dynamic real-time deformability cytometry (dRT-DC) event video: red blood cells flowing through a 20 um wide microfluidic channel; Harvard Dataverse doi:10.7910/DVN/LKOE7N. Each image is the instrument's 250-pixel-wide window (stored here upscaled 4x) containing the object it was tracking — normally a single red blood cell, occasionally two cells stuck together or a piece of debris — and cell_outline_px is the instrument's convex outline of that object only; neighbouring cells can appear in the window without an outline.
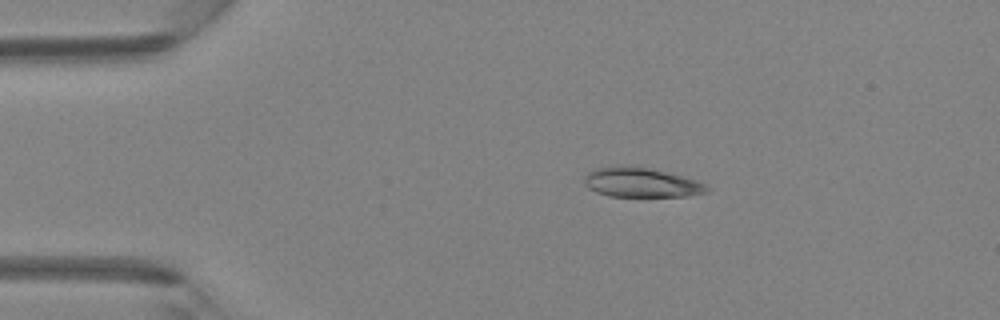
{"species": "Egyptian fruit bat (a non-hibernating species)", "species_latin": "Rousettus aegyptiacus", "temperature_condition": "room temperature", "stored_images_in_passage": 4, "camera_frame_rate_fps": 3000, "um_per_image_px": 0.085, "animal": {"sex": "female"}, "frame": {"image": 1, "passage_image": 3, "time_ms": 2.667, "image_size_px": [1000, 320], "cell_outline_px": [[708, 192], [688, 196], [608, 196], [596, 192], [588, 188], [584, 184], [584, 176], [588, 172], [596, 168], [620, 164], [648, 168], [684, 176], [696, 180], [704, 184], [708, 188]], "centroid_in_image_um": [54.45, 15.5], "position_along_channel_um": 30.5, "area_um2": 21.21}}